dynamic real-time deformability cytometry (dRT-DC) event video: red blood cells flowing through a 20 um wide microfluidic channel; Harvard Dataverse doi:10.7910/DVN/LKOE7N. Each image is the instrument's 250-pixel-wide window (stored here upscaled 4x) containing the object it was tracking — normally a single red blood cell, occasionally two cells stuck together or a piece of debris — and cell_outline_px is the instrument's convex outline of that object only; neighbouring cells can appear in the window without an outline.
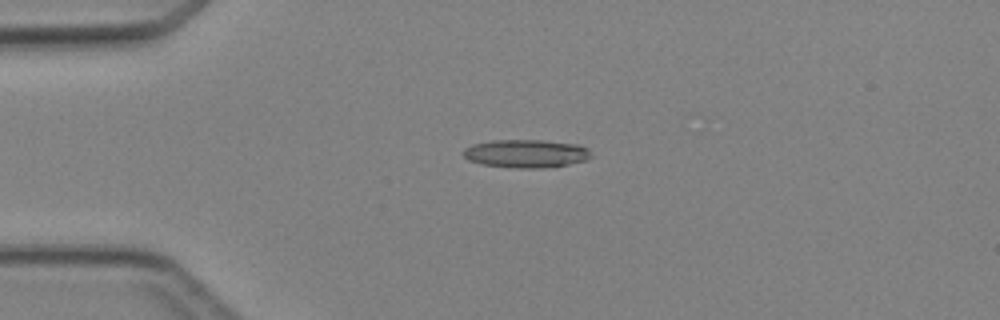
{"species": "Egyptian fruit bat (a non-hibernating species)", "species_latin": "Rousettus aegyptiacus", "temperature_condition": "cold", "stored_images_in_passage": 1, "camera_frame_rate_fps": 3000, "um_per_image_px": 0.085, "animal": {"sex": "female"}, "frame": {"image": 1, "passage_image": 1, "time_ms": 0.0, "image_size_px": [1000, 320], "cell_outline_px": [[592, 156], [588, 160], [568, 164], [544, 168], [516, 168], [480, 164], [468, 160], [464, 156], [464, 148], [472, 144], [492, 140], [540, 140], [580, 144], [588, 148]], "centroid_in_image_um": [44.73, 13.05], "position_along_channel_um": 40.3, "area_um2": 21.15}}